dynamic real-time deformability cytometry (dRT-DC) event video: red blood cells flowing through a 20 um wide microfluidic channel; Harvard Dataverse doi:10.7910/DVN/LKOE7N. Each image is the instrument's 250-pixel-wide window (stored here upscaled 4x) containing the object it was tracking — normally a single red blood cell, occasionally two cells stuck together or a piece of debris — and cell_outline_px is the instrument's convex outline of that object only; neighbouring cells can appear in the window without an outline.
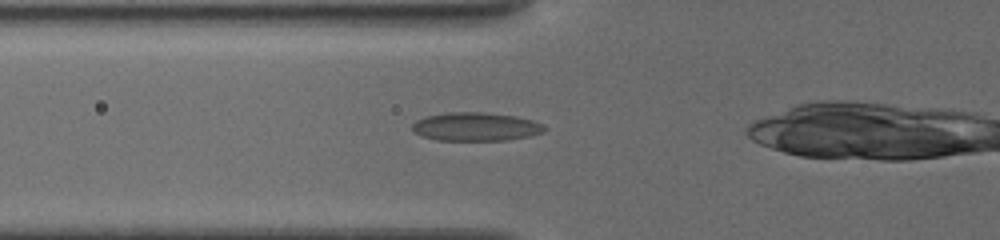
{"species": "common noctule bat (a hibernating species)", "species_latin": "Nyctalus noctula", "temperature_condition": "cold", "stored_images_in_passage": 12, "camera_frame_rate_fps": 3000, "um_per_image_px": 0.085, "animal": {"sex": "female", "body_mass_g": 19.5, "forearm_length_mm": 54.1}, "frame": {"image": 1, "passage_image": 9, "time_ms": 3.667, "image_size_px": [1000, 240], "cell_outline_px": [[548, 128], [544, 132], [528, 136], [508, 140], [436, 140], [420, 136], [412, 132], [412, 124], [416, 120], [428, 116], [448, 112], [484, 112], [516, 116], [532, 120]], "centroid_in_image_um": [40.41, 10.77], "position_along_channel_um": 85.4, "area_um2": 22.02}}
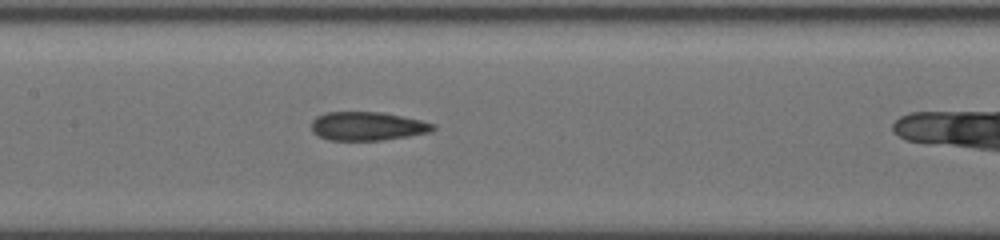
{"frame": {"image": 2, "passage_image": 12, "time_ms": 6.0, "image_size_px": [1000, 240], "cell_outline_px": [[436, 128], [432, 132], [384, 140], [328, 140], [312, 132], [312, 120], [316, 116], [328, 112], [380, 112], [420, 120], [436, 124]], "centroid_in_image_um": [31.24, 10.73], "position_along_channel_um": 176.2, "area_um2": 20.29}}